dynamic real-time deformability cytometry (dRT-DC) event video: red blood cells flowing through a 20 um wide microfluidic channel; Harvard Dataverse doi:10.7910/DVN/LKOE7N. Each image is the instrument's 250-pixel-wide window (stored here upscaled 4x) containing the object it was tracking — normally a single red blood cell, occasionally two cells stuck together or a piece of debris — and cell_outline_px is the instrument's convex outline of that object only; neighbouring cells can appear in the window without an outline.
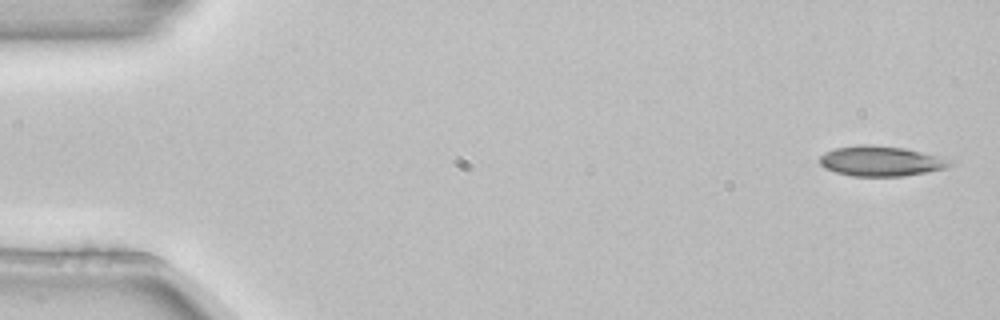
{"species": "common noctule bat (a hibernating species)", "species_latin": "Nyctalus noctula", "temperature_condition": "room temperature", "stored_images_in_passage": 4, "camera_frame_rate_fps": 3000, "um_per_image_px": 0.085, "animal": {"sex": "female", "body_mass_g": 22.7, "forearm_length_mm": 54.2}, "frame": {"image": 1, "passage_image": 1, "time_ms": 0.0, "image_size_px": [1000, 320], "cell_outline_px": [[956, 164], [948, 168], [904, 176], [852, 176], [836, 172], [824, 168], [820, 164], [820, 156], [824, 152], [836, 148], [864, 144], [872, 144], [904, 148], [936, 156]], "centroid_in_image_um": [74.84, 13.7], "position_along_channel_um": 10.2, "area_um2": 22.72}}
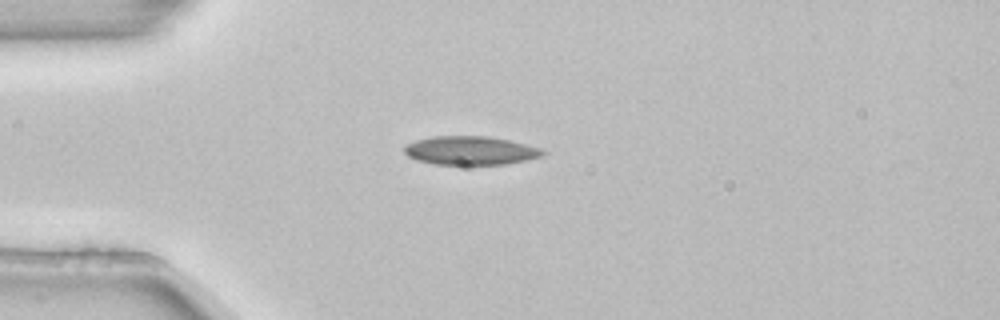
{"frame": {"image": 2, "passage_image": 3, "time_ms": 0.667, "image_size_px": [1000, 320], "cell_outline_px": [[548, 152], [540, 156], [524, 160], [504, 164], [432, 164], [416, 160], [408, 156], [404, 152], [404, 144], [416, 140], [432, 136], [488, 136], [508, 140], [540, 148]], "centroid_in_image_um": [39.93, 12.79], "position_along_channel_um": 45.1, "area_um2": 23.0}}
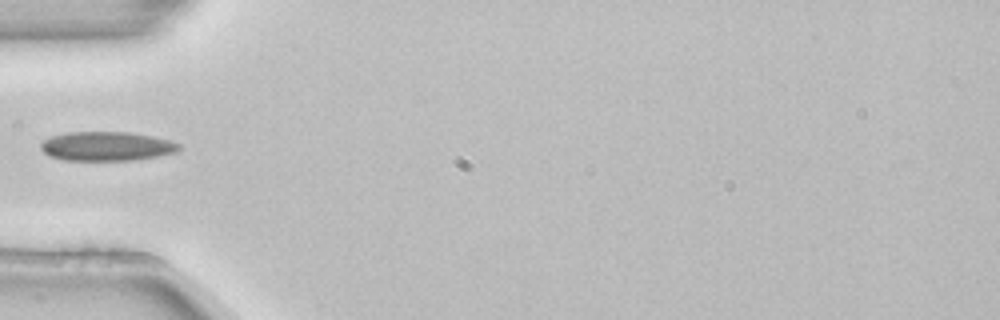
{"frame": {"image": 3, "passage_image": 4, "time_ms": 1.0, "image_size_px": [1000, 320], "cell_outline_px": [[184, 148], [176, 152], [156, 156], [132, 160], [64, 160], [48, 156], [40, 148], [40, 144], [44, 140], [52, 136], [68, 132], [128, 132], [152, 136], [168, 140], [180, 144]], "centroid_in_image_um": [9.06, 12.43], "position_along_channel_um": 75.9, "area_um2": 23.47}}